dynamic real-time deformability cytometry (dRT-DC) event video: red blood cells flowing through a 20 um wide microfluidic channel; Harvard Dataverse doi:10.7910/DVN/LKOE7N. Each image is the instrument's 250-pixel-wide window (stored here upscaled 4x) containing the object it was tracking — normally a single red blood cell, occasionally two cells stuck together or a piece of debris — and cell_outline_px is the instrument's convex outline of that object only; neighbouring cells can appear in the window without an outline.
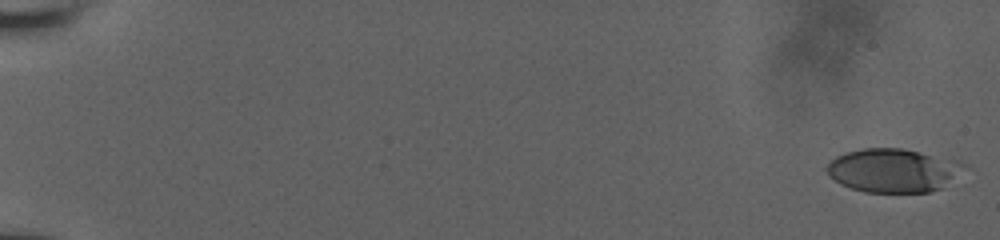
{"species": "human", "species_latin": "Homo sapiens", "temperature_condition": "room temperature", "stored_images_in_passage": 20, "camera_frame_rate_fps": 3000, "um_per_image_px": 0.085, "donor": {"sex": "male"}, "frame": {"image": 1, "passage_image": 1, "time_ms": 0.0, "image_size_px": [1000, 240], "cell_outline_px": [[968, 164], [940, 188], [928, 192], [864, 192], [840, 184], [824, 168], [836, 156], [848, 152], [864, 148], [904, 148], [960, 160]], "centroid_in_image_um": [75.92, 14.46], "position_along_channel_um": 9.1, "area_um2": 34.62}}
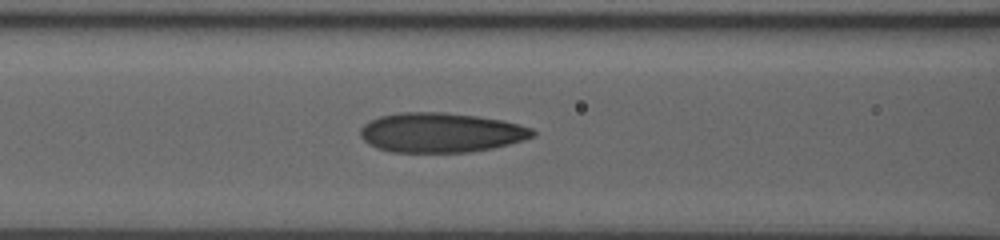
{"frame": {"image": 2, "passage_image": 16, "time_ms": 8.667, "image_size_px": [1000, 240], "cell_outline_px": [[536, 136], [524, 140], [492, 148], [468, 152], [392, 152], [376, 148], [368, 144], [360, 136], [360, 128], [364, 124], [380, 116], [400, 112], [444, 112], [476, 116], [500, 120], [532, 128], [536, 132]], "centroid_in_image_um": [37.45, 11.27], "position_along_channel_um": 129.1, "area_um2": 39.77}}
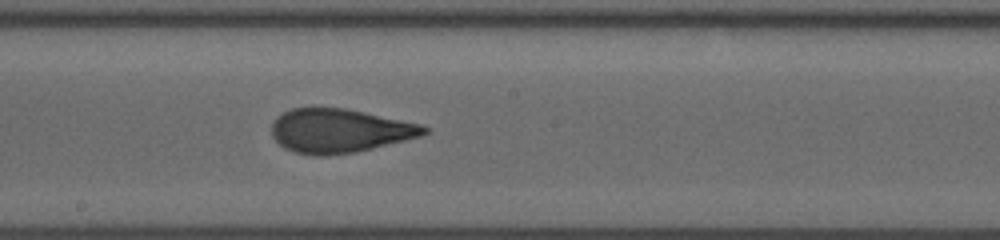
{"frame": {"image": 3, "passage_image": 20, "time_ms": 11.0, "image_size_px": [1000, 240], "cell_outline_px": [[428, 132], [420, 136], [356, 152], [328, 156], [316, 156], [292, 152], [284, 148], [272, 136], [272, 124], [276, 116], [292, 108], [344, 108], [364, 112], [420, 124], [428, 128]], "centroid_in_image_um": [28.81, 11.13], "position_along_channel_um": 219.4, "area_um2": 38.78}}